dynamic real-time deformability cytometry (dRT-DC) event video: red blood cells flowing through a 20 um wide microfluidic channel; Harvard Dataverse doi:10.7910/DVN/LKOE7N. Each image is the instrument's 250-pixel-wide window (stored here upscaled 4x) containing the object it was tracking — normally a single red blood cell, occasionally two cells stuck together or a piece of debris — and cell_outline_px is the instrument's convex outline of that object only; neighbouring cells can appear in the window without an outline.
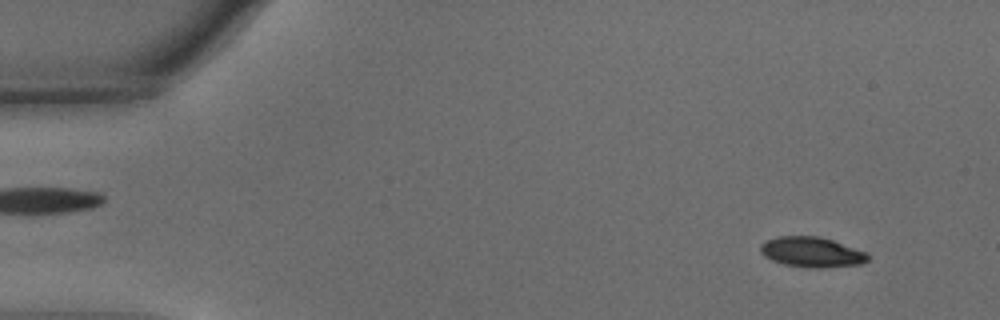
{"species": "common noctule bat (a hibernating species)", "species_latin": "Nyctalus noctula", "temperature_condition": "warm", "stored_images_in_passage": 52, "camera_frame_rate_fps": 3000, "um_per_image_px": 0.085, "animal": {"sex": "male", "body_mass_g": 15.6}, "frame": {"image": 1, "passage_image": 3, "time_ms": 0.667, "image_size_px": [1000, 320], "cell_outline_px": [[872, 256], [868, 260], [860, 264], [820, 268], [808, 268], [784, 264], [772, 260], [764, 256], [760, 252], [760, 244], [776, 236], [820, 236], [868, 252]], "centroid_in_image_um": [69.02, 21.43], "position_along_channel_um": 16.0, "area_um2": 19.07}}
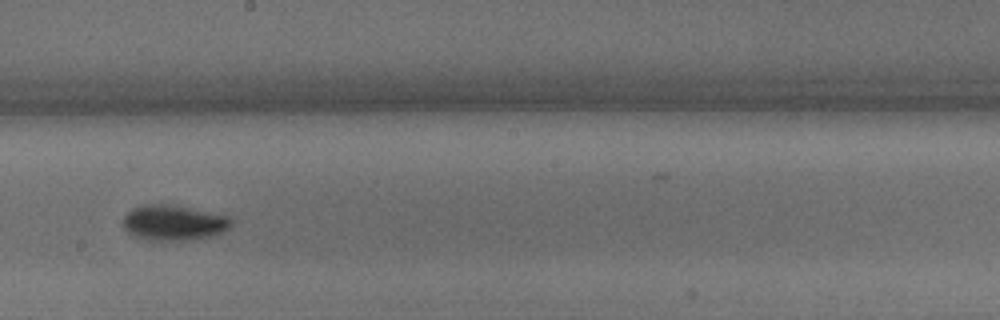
{"frame": {"image": 2, "passage_image": 29, "time_ms": 9.333, "image_size_px": [1000, 320], "cell_outline_px": [[232, 224], [224, 232], [216, 236], [192, 240], [148, 240], [136, 236], [128, 232], [124, 228], [124, 216], [132, 208], [144, 204], [168, 204], [228, 216], [232, 220]], "centroid_in_image_um": [14.78, 18.94], "position_along_channel_um": 233.4, "area_um2": 22.25}}
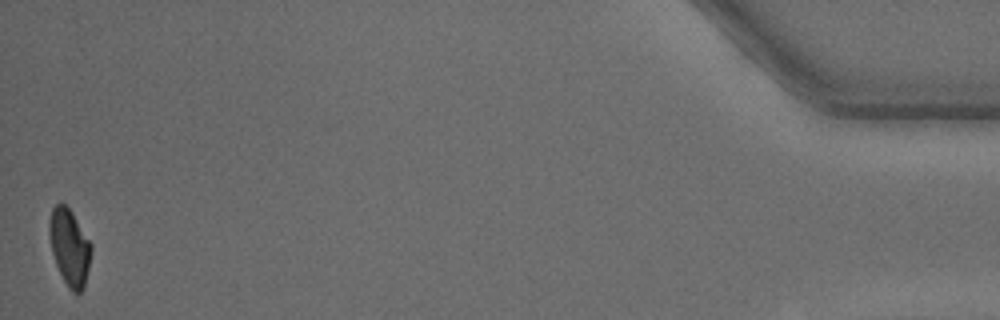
{"frame": {"image": 3, "passage_image": 52, "time_ms": 17.0, "image_size_px": [1000, 320], "cell_outline_px": [[92, 252], [84, 288], [80, 292], [72, 292], [68, 288], [56, 264], [52, 252], [48, 232], [48, 220], [52, 208], [56, 204], [64, 204], [72, 212], [92, 244]], "centroid_in_image_um": [5.91, 21.0], "position_along_channel_um": 429.3, "area_um2": 18.73}, "authors_computed_cell_mechanics": {"area_um2": 19.9988, "velocity_mm_per_s": 3.7463, "shape_relaxation_time_tau1_ms": 2.4897, "shape_relaxation_time_tau2_ms": 5.0064, "deformation_change_tau1": 0.1336, "deformation_change_tau2": 0.0698}}